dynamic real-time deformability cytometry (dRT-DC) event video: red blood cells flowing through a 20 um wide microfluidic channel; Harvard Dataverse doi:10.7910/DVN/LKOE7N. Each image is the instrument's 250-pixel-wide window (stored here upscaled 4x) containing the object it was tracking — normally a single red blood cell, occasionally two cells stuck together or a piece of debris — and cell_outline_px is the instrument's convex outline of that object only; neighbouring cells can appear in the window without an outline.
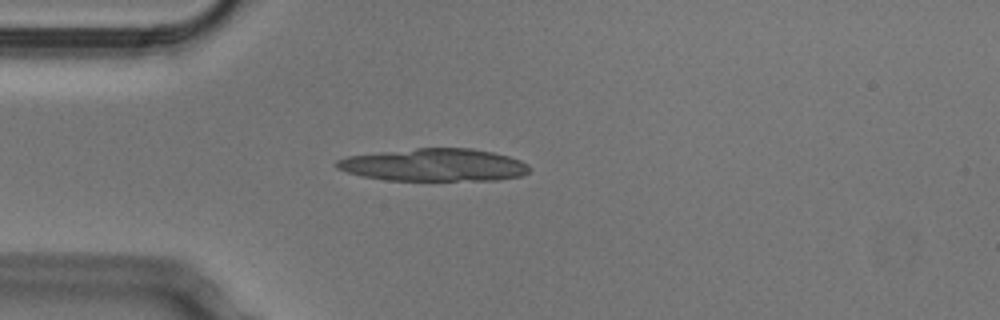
{"species": "Egyptian fruit bat (a non-hibernating species)", "species_latin": "Rousettus aegyptiacus", "temperature_condition": "cold", "stored_images_in_passage": 39, "camera_frame_rate_fps": 3000, "um_per_image_px": 0.085, "animal": {"sex": "male"}, "frame": {"image": 1, "passage_image": 1, "time_ms": 0.0, "image_size_px": [1000, 320], "cell_outline_px": [[528, 172], [520, 176], [496, 180], [388, 180], [360, 176], [336, 168], [332, 164], [336, 160], [348, 156], [380, 152], [416, 148], [472, 148], [492, 152], [508, 156], [520, 160], [528, 164]], "centroid_in_image_um": [36.86, 14.02], "position_along_channel_um": 48.1, "area_um2": 36.59}}